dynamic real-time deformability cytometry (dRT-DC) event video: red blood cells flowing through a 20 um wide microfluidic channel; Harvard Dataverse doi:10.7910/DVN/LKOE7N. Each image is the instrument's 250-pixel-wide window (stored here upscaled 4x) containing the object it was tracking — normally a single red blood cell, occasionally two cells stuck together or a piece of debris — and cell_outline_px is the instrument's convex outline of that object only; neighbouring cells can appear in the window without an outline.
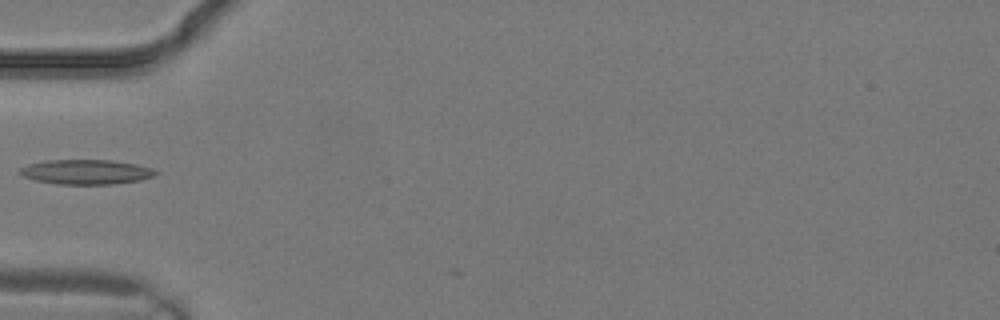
{"species": "common noctule bat (a hibernating species)", "species_latin": "Nyctalus noctula", "temperature_condition": "warm", "stored_images_in_passage": 3, "camera_frame_rate_fps": 3000, "um_per_image_px": 0.085, "animal": {"sex": "male", "body_mass_g": 19.2, "forearm_length_mm": 51.8}, "frame": {"image": 1, "passage_image": 3, "time_ms": 0.667, "image_size_px": [1000, 320], "cell_outline_px": [[160, 172], [156, 176], [140, 180], [112, 184], [56, 184], [36, 180], [24, 176], [20, 172], [20, 168], [28, 164], [48, 160], [112, 160], [136, 164], [152, 168]], "centroid_in_image_um": [7.38, 14.61], "position_along_channel_um": 77.6, "area_um2": 19.54}}